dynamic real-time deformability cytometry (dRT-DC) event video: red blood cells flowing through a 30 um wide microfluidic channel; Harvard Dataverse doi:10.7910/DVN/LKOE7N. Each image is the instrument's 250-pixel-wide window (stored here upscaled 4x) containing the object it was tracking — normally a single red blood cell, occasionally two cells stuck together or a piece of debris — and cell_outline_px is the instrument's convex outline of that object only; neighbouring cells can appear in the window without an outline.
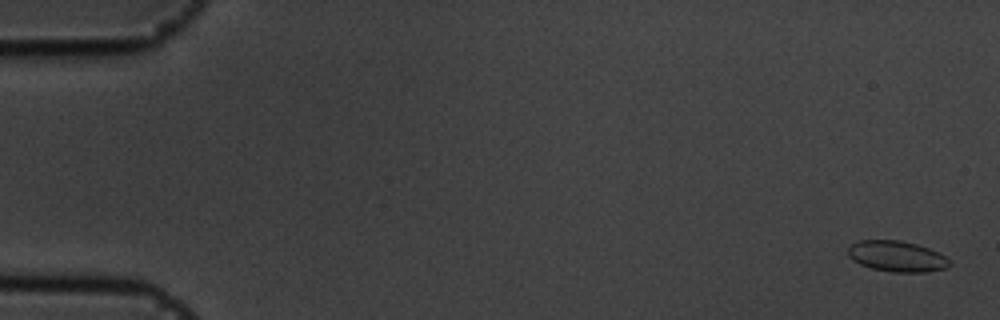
{"species": "common noctule bat (a hibernating species)", "species_latin": "Nyctalus noctula", "temperature_condition": "cold", "stored_images_in_passage": 56, "camera_frame_rate_fps": 3000, "um_per_image_px": 0.085, "animal": {"sex": "male", "body_mass_g": 19.5, "forearm_length_mm": 54.6}, "frame": {"image": 1, "passage_image": 2, "time_ms": 0.333, "image_size_px": [1000, 320], "cell_outline_px": [[952, 264], [944, 268], [924, 272], [892, 272], [872, 268], [860, 264], [852, 260], [848, 256], [848, 248], [852, 244], [860, 240], [900, 240], [916, 244], [940, 252]], "centroid_in_image_um": [76.22, 21.78], "position_along_channel_um": 8.8, "area_um2": 18.15}}
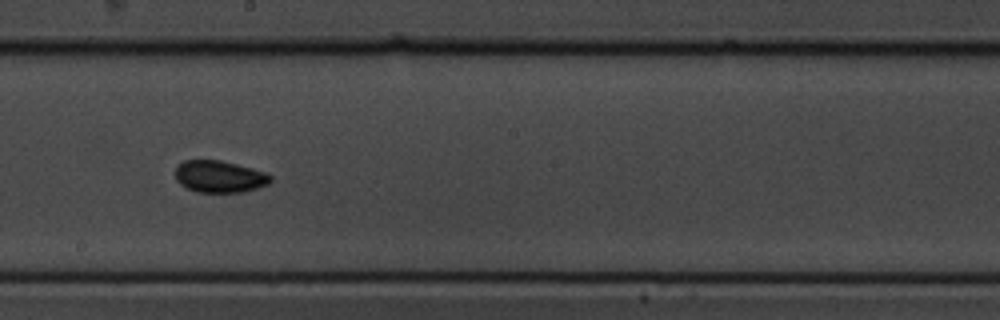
{"frame": {"image": 2, "passage_image": 32, "time_ms": 10.333, "image_size_px": [1000, 320], "cell_outline_px": [[272, 180], [268, 184], [244, 192], [196, 192], [180, 184], [176, 180], [176, 164], [184, 160], [220, 160], [252, 168], [264, 172], [272, 176]], "centroid_in_image_um": [18.64, 15.0], "position_along_channel_um": 229.6, "area_um2": 17.74}}
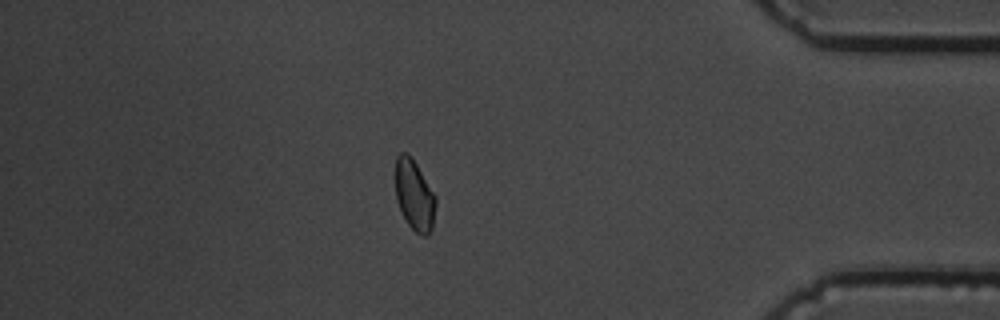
{"frame": {"image": 3, "passage_image": 49, "time_ms": 16.0, "image_size_px": [1000, 320], "cell_outline_px": [[436, 204], [432, 228], [428, 236], [420, 236], [408, 224], [396, 200], [396, 156], [400, 152], [408, 152], [412, 156], [436, 196]], "centroid_in_image_um": [35.23, 16.57], "position_along_channel_um": 400.0, "area_um2": 16.7}, "authors_computed_cell_mechanics": {"area_um2": 17.2244, "velocity_mm_per_s": 3.6084, "shape_relaxation_time_tau1_ms": 4.5744, "shape_relaxation_time_tau2_ms": 2.4947, "deformation_change_tau1": 0.0579, "deformation_change_tau2": 0.0649}}